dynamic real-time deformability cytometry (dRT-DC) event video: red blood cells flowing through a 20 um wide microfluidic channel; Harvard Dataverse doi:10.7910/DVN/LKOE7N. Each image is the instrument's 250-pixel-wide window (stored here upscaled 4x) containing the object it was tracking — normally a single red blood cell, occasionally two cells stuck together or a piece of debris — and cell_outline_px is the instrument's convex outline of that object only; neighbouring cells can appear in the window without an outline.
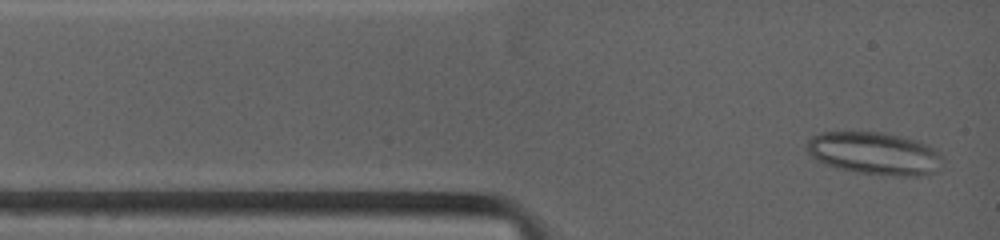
{"species": "common noctule bat (a hibernating species)", "species_latin": "Nyctalus noctula", "temperature_condition": "warm", "stored_images_in_passage": 53, "camera_frame_rate_fps": 4500, "um_per_image_px": 0.085, "animal": {"sex": "female", "body_mass_g": 19.0, "forearm_length_mm": 53.3}, "frame": {"image": 1, "passage_image": 2, "time_ms": 0.222, "image_size_px": [1000, 240], "cell_outline_px": [[944, 160], [932, 172], [920, 176], [900, 176], [856, 172], [824, 164], [816, 160], [804, 148], [808, 140], [812, 136], [820, 132], [880, 132], [900, 136], [916, 140], [932, 148]], "centroid_in_image_um": [74.26, 13.03], "position_along_channel_um": 10.7, "area_um2": 33.35}}
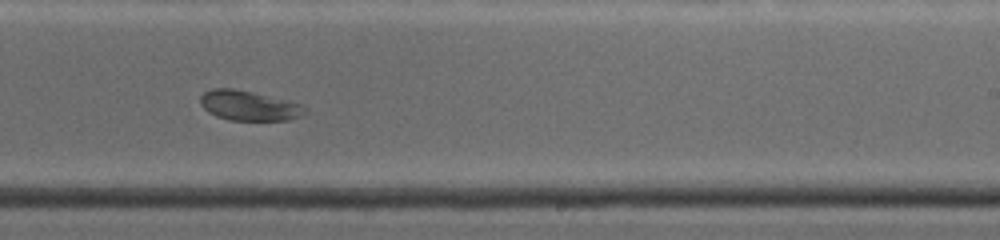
{"frame": {"image": 2, "passage_image": 31, "time_ms": 7.778, "image_size_px": [1000, 240], "cell_outline_px": [[308, 112], [300, 116], [288, 120], [228, 120], [216, 116], [208, 112], [200, 104], [200, 96], [204, 92], [212, 88], [232, 88], [252, 92], [288, 100], [304, 104], [308, 108]], "centroid_in_image_um": [21.19, 8.98], "position_along_channel_um": 267.8, "area_um2": 18.44}}
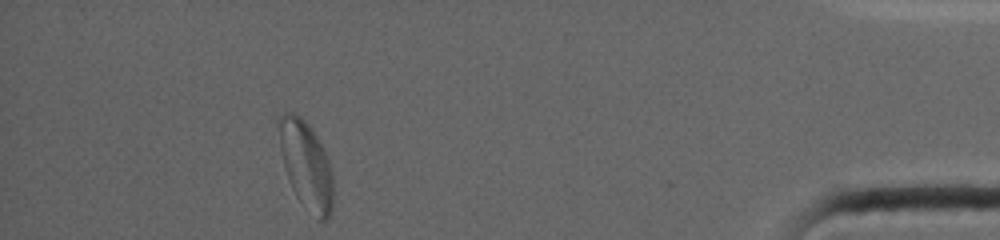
{"frame": {"image": 3, "passage_image": 53, "time_ms": 13.333, "image_size_px": [1000, 240], "cell_outline_px": [[332, 208], [328, 216], [324, 220], [320, 220], [296, 196], [292, 188], [284, 168], [280, 148], [276, 120], [284, 112], [292, 112], [300, 116], [308, 124], [316, 136], [328, 160], [332, 176]], "centroid_in_image_um": [25.97, 13.96], "position_along_channel_um": 409.2, "area_um2": 27.22}}